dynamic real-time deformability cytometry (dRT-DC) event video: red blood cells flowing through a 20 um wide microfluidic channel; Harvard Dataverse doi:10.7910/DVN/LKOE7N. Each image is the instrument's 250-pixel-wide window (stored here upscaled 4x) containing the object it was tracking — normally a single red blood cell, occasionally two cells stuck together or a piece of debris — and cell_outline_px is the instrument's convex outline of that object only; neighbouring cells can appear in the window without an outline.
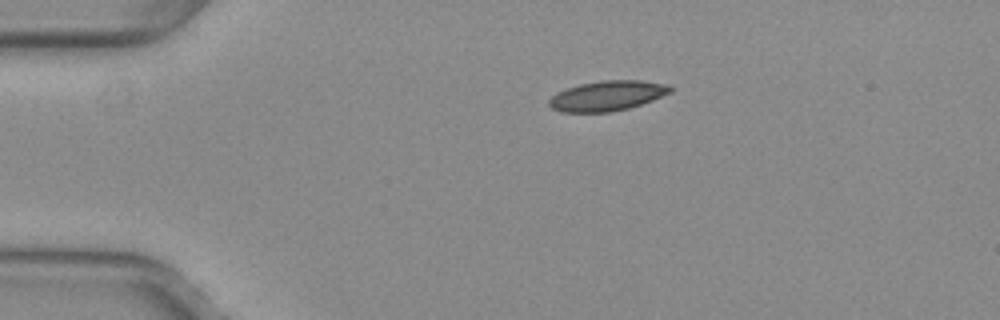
{"species": "common noctule bat (a hibernating species)", "species_latin": "Nyctalus noctula", "temperature_condition": "warm", "stored_images_in_passage": 7, "camera_frame_rate_fps": 3000, "um_per_image_px": 0.085, "animal": {"sex": "female", "body_mass_g": 29.2, "forearm_length_mm": 56.3}, "frame": {"image": 1, "passage_image": 1, "time_ms": 0.0, "image_size_px": [1000, 320], "cell_outline_px": [[672, 92], [652, 100], [628, 108], [612, 112], [560, 112], [552, 108], [548, 104], [548, 100], [556, 92], [580, 84], [604, 80], [640, 80], [668, 84], [672, 88]], "centroid_in_image_um": [51.61, 8.14], "position_along_channel_um": 33.4, "area_um2": 21.21}}
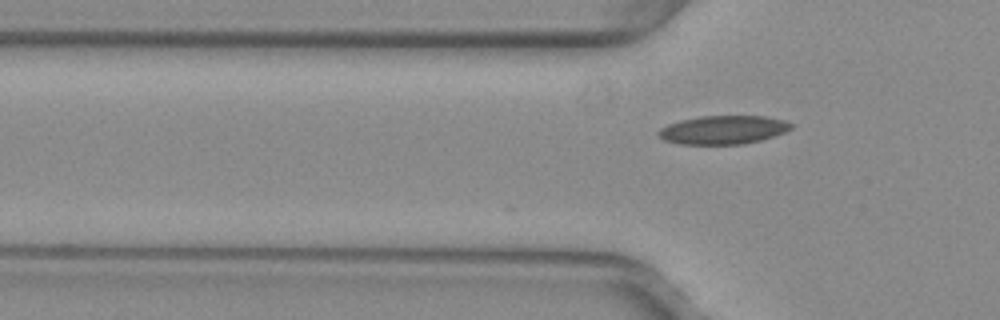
{"frame": {"image": 2, "passage_image": 7, "time_ms": 2.0, "image_size_px": [1000, 320], "cell_outline_px": [[792, 128], [784, 132], [760, 140], [744, 144], [680, 144], [664, 140], [656, 132], [660, 128], [668, 124], [680, 120], [700, 116], [764, 116], [788, 120], [792, 124]], "centroid_in_image_um": [61.47, 11.03], "position_along_channel_um": 64.3, "area_um2": 22.08}}